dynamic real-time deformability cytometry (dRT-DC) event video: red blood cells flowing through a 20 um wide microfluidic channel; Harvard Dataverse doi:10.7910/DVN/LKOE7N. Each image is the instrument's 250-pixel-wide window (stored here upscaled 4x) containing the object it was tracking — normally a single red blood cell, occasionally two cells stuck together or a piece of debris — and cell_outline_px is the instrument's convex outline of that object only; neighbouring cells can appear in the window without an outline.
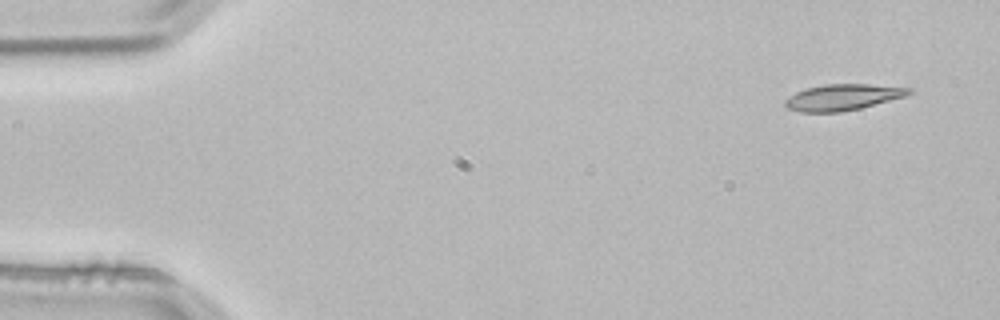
{"species": "common noctule bat (a hibernating species)", "species_latin": "Nyctalus noctula", "temperature_condition": "room temperature", "stored_images_in_passage": 4, "camera_frame_rate_fps": 3000, "um_per_image_px": 0.085, "animal": {"sex": "male", "body_mass_g": 21.5, "forearm_length_mm": 52.0}, "frame": {"image": 1, "passage_image": 1, "time_ms": 0.0, "image_size_px": [1000, 320], "cell_outline_px": [[912, 92], [904, 96], [860, 108], [840, 112], [800, 112], [788, 108], [784, 104], [784, 100], [796, 92], [808, 88], [824, 84], [868, 84], [912, 88]], "centroid_in_image_um": [71.61, 8.26], "position_along_channel_um": 13.4, "area_um2": 18.61}}
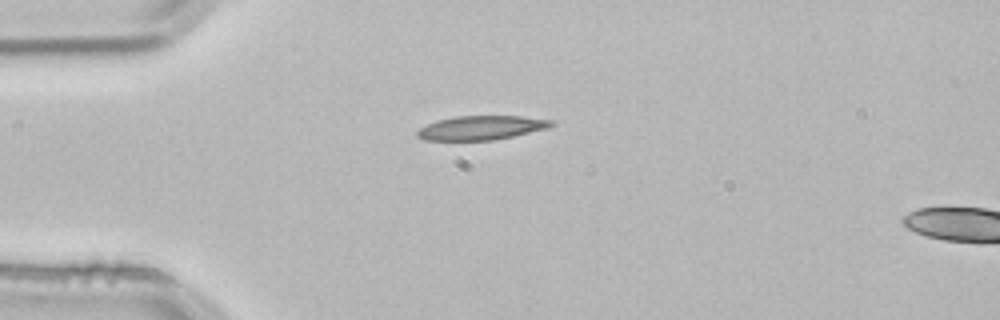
{"frame": {"image": 2, "passage_image": 3, "time_ms": 0.667, "image_size_px": [1000, 320], "cell_outline_px": [[556, 124], [548, 128], [512, 136], [492, 140], [424, 140], [416, 136], [416, 132], [420, 128], [436, 120], [456, 116], [520, 116], [552, 120]], "centroid_in_image_um": [40.89, 10.85], "position_along_channel_um": 44.1, "area_um2": 18.73}}